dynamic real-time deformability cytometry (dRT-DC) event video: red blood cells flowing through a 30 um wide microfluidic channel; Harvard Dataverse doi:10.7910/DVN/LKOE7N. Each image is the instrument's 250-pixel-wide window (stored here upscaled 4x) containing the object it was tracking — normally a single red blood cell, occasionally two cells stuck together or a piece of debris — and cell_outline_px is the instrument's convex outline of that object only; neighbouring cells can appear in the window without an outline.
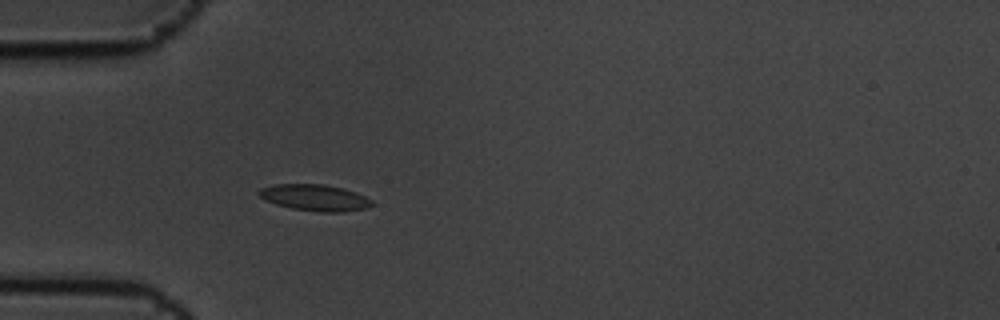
{"species": "common noctule bat (a hibernating species)", "species_latin": "Nyctalus noctula", "temperature_condition": "cold", "stored_images_in_passage": 5, "camera_frame_rate_fps": 3000, "um_per_image_px": 0.085, "animal": {"sex": "male", "body_mass_g": 19.5, "forearm_length_mm": 54.6}, "frame": {"image": 1, "passage_image": 5, "time_ms": 1.333, "image_size_px": [1000, 320], "cell_outline_px": [[372, 204], [364, 208], [344, 212], [320, 212], [292, 208], [276, 204], [260, 196], [256, 192], [260, 188], [276, 184], [324, 184], [344, 188], [356, 192], [372, 200]], "centroid_in_image_um": [26.76, 16.79], "position_along_channel_um": 58.2, "area_um2": 17.22}}